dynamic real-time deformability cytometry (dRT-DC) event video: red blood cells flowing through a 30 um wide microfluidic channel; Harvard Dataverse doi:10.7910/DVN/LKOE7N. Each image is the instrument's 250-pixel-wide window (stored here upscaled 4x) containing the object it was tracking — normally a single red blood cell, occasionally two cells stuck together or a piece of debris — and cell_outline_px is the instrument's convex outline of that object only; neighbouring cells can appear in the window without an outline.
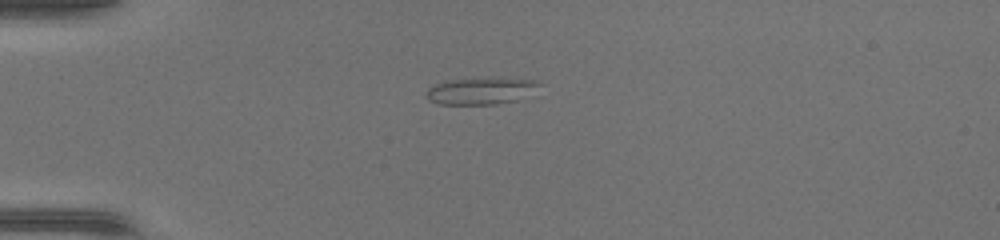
{"species": "common noctule bat (a hibernating species)", "species_latin": "Nyctalus noctula", "temperature_condition": "warm", "stored_images_in_passage": 36, "camera_frame_rate_fps": 3000, "um_per_image_px": 0.085, "animal": {"sex": "female", "body_mass_g": 17.0, "forearm_length_mm": 48.0}, "frame": {"image": 1, "passage_image": 1, "time_ms": 0.0, "image_size_px": [1000, 240], "cell_outline_px": [[540, 84], [516, 100], [496, 104], [436, 104], [428, 100], [424, 96], [428, 88], [444, 80], [540, 80]], "centroid_in_image_um": [40.71, 7.77], "position_along_channel_um": 44.3, "area_um2": 16.65}}
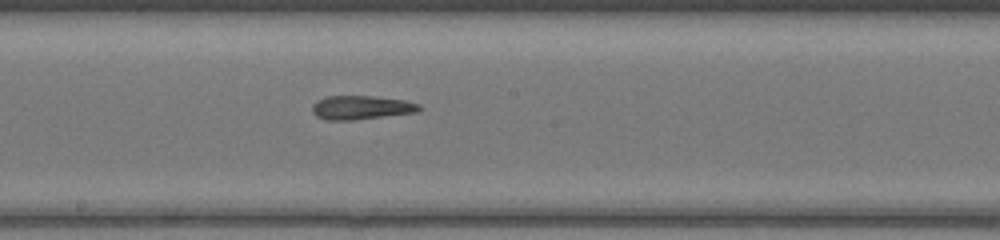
{"frame": {"image": 2, "passage_image": 15, "time_ms": 4.667, "image_size_px": [1000, 240], "cell_outline_px": [[424, 108], [416, 112], [352, 120], [324, 120], [316, 116], [312, 112], [312, 104], [316, 100], [324, 96], [372, 96], [404, 100], [420, 104]], "centroid_in_image_um": [30.67, 9.13], "position_along_channel_um": 217.5, "area_um2": 14.97}}
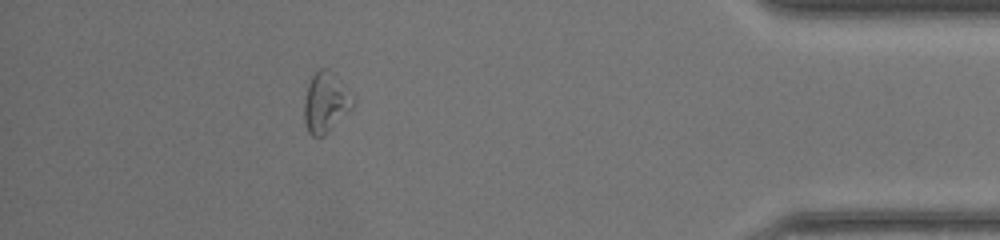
{"frame": {"image": 3, "passage_image": 31, "time_ms": 10.0, "image_size_px": [1000, 240], "cell_outline_px": [[356, 104], [324, 136], [312, 136], [308, 132], [304, 120], [304, 100], [308, 84], [312, 76], [320, 68], [328, 68], [332, 72], [356, 100]], "centroid_in_image_um": [27.68, 8.72], "position_along_channel_um": 407.5, "area_um2": 17.05}, "authors_computed_cell_mechanics": {"area_um2": 15.7794, "velocity_mm_per_s": 4.3942, "shape_relaxation_time_tau1_ms": null, "shape_relaxation_time_tau2_ms": 1.9681, "deformation_change_tau1": null, "deformation_change_tau2": 0.0893}}